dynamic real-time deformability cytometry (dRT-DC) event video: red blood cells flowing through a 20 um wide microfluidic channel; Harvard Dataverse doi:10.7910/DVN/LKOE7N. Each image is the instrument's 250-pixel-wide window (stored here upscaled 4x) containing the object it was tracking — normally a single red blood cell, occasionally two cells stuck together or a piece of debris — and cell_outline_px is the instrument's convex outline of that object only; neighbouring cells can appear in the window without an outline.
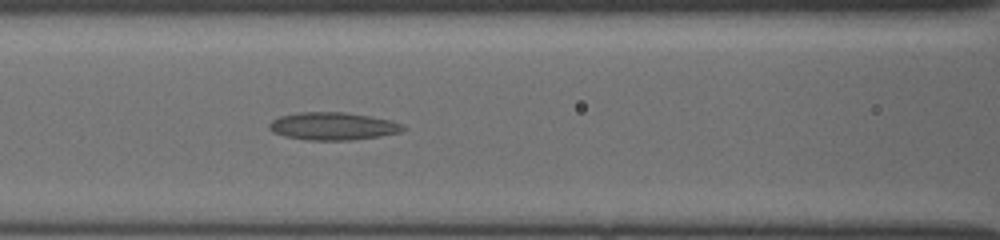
{"species": "common noctule bat (a hibernating species)", "species_latin": "Nyctalus noctula", "temperature_condition": "cold", "stored_images_in_passage": 13, "camera_frame_rate_fps": 3000, "um_per_image_px": 0.085, "animal": {"sex": "female", "body_mass_g": 19.5, "forearm_length_mm": 54.1}, "frame": {"image": 1, "passage_image": 13, "time_ms": 6.667, "image_size_px": [1000, 240], "cell_outline_px": [[404, 128], [400, 132], [352, 140], [308, 140], [284, 136], [272, 132], [268, 128], [268, 124], [272, 120], [280, 116], [296, 112], [344, 112], [368, 116], [388, 120], [404, 124]], "centroid_in_image_um": [28.22, 10.72], "position_along_channel_um": 138.4, "area_um2": 21.44}}